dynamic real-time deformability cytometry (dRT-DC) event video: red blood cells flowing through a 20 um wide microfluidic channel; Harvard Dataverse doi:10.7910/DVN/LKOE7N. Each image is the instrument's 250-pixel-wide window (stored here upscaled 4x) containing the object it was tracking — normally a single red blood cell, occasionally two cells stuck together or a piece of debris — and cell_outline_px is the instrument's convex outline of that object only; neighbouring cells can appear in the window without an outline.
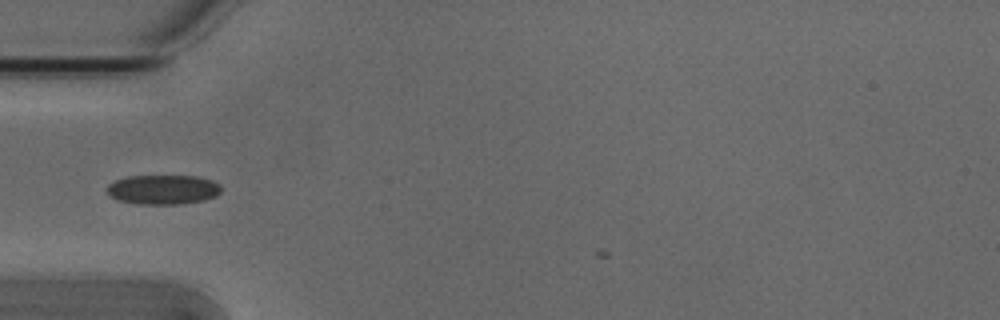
{"species": "Egyptian fruit bat (a non-hibernating species)", "species_latin": "Rousettus aegyptiacus", "temperature_condition": "cold", "stored_images_in_passage": 5, "camera_frame_rate_fps": 3000, "um_per_image_px": 0.085, "animal": {"sex": "male"}, "frame": {"image": 1, "passage_image": 2, "time_ms": 0.333, "image_size_px": [1000, 320], "cell_outline_px": [[220, 192], [216, 196], [204, 200], [180, 204], [136, 204], [120, 200], [112, 196], [108, 192], [108, 184], [116, 180], [128, 176], [196, 176], [212, 180], [220, 184]], "centroid_in_image_um": [13.89, 16.11], "position_along_channel_um": 71.1, "area_um2": 19.54}}